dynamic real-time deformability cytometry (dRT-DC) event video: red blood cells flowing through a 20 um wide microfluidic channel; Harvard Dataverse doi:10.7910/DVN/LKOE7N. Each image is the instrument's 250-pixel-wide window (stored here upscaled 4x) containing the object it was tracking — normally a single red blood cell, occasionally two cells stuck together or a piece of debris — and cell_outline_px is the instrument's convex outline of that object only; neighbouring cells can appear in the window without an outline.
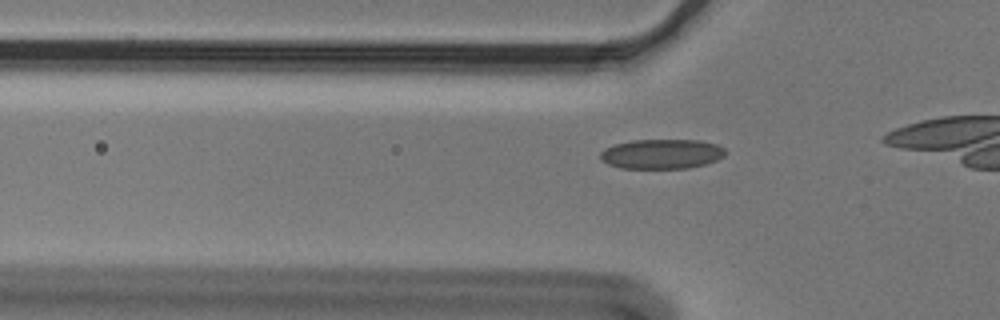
{"species": "Egyptian fruit bat (a non-hibernating species)", "species_latin": "Rousettus aegyptiacus", "temperature_condition": "cold", "stored_images_in_passage": 16, "camera_frame_rate_fps": 3000, "um_per_image_px": 0.085, "animal": {"sex": "male"}, "frame": {"image": 1, "passage_image": 10, "time_ms": 3.0, "image_size_px": [1000, 320], "cell_outline_px": [[728, 152], [724, 156], [716, 160], [704, 164], [688, 168], [620, 168], [608, 164], [600, 160], [600, 152], [604, 148], [616, 144], [632, 140], [700, 140], [716, 144], [724, 148]], "centroid_in_image_um": [56.24, 13.08], "position_along_channel_um": 69.6, "area_um2": 21.73}}
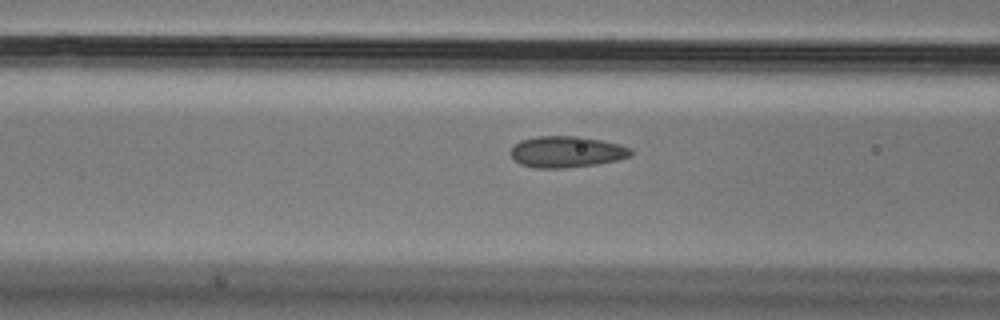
{"frame": {"image": 2, "passage_image": 14, "time_ms": 4.333, "image_size_px": [1000, 320], "cell_outline_px": [[632, 156], [616, 160], [596, 164], [564, 168], [536, 168], [520, 164], [512, 160], [508, 152], [520, 140], [536, 136], [580, 136], [620, 144], [632, 148]], "centroid_in_image_um": [48.13, 12.9], "position_along_channel_um": 118.5, "area_um2": 22.14}}